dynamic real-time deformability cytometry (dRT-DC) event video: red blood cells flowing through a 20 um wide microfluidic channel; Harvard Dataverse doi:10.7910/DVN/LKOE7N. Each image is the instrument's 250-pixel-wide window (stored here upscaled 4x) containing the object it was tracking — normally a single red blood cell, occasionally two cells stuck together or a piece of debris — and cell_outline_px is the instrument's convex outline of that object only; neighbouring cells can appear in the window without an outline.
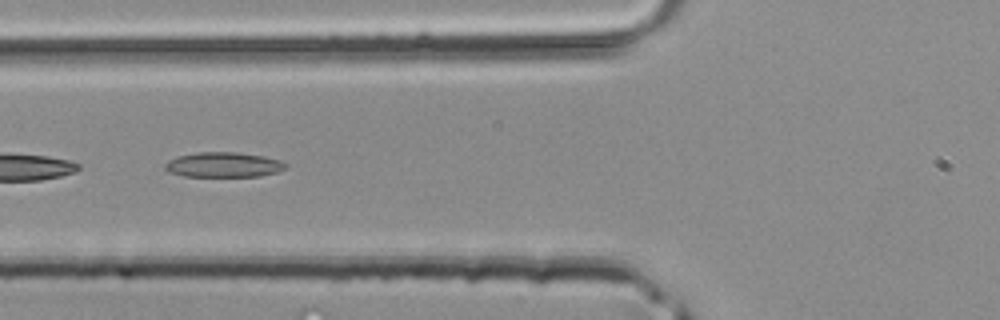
{"species": "common noctule bat (a hibernating species)", "species_latin": "Nyctalus noctula", "temperature_condition": "room temperature", "stored_images_in_passage": 12, "camera_frame_rate_fps": 3000, "um_per_image_px": 0.085, "animal": {"sex": "male", "body_mass_g": 20.4}, "frame": {"image": 1, "passage_image": 10, "time_ms": 3.0, "image_size_px": [1000, 320], "cell_outline_px": [[288, 164], [284, 168], [276, 172], [260, 176], [184, 176], [168, 172], [164, 168], [164, 164], [168, 160], [176, 156], [196, 152], [236, 152], [264, 156], [280, 160]], "centroid_in_image_um": [18.95, 13.99], "position_along_channel_um": 106.8, "area_um2": 17.63}}